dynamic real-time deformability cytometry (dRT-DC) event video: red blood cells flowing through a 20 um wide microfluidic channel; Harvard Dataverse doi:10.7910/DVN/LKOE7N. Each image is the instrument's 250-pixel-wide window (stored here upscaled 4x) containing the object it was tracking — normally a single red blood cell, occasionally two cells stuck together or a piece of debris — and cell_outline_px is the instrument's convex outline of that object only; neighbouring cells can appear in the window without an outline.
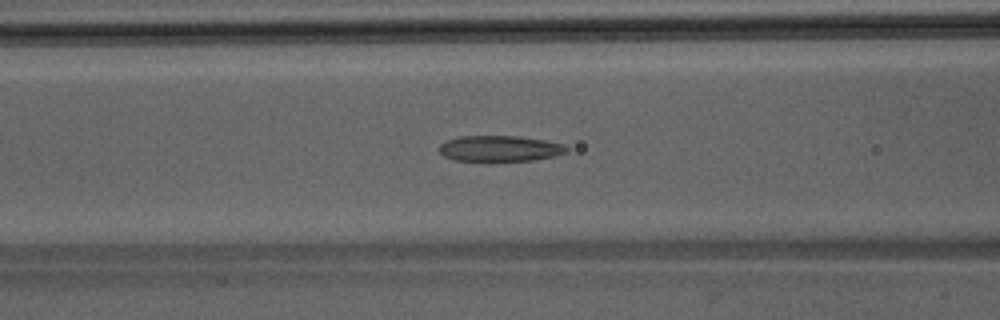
{"species": "Egyptian fruit bat (a non-hibernating species)", "species_latin": "Rousettus aegyptiacus", "temperature_condition": "room temperature", "stored_images_in_passage": 49, "camera_frame_rate_fps": 3000, "um_per_image_px": 0.085, "animal": {"sex": "male"}, "frame": {"image": 1, "passage_image": 20, "time_ms": 6.333, "image_size_px": [1000, 320], "cell_outline_px": [[568, 152], [552, 156], [532, 160], [456, 160], [444, 156], [440, 152], [440, 144], [444, 140], [460, 136], [516, 136], [544, 140], [564, 144], [568, 148]], "centroid_in_image_um": [42.47, 12.6], "position_along_channel_um": 124.1, "area_um2": 18.9}}
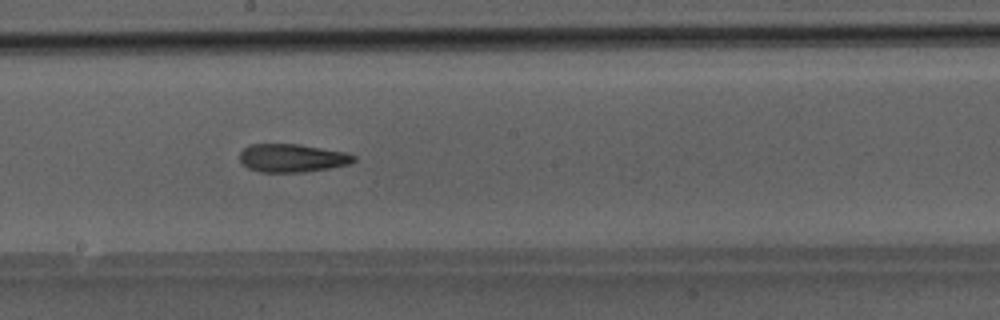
{"frame": {"image": 2, "passage_image": 27, "time_ms": 8.667, "image_size_px": [1000, 320], "cell_outline_px": [[356, 160], [348, 164], [328, 168], [300, 172], [260, 172], [248, 168], [240, 160], [240, 152], [248, 144], [300, 144], [344, 152], [356, 156]], "centroid_in_image_um": [24.81, 13.42], "position_along_channel_um": 223.4, "area_um2": 18.61}}
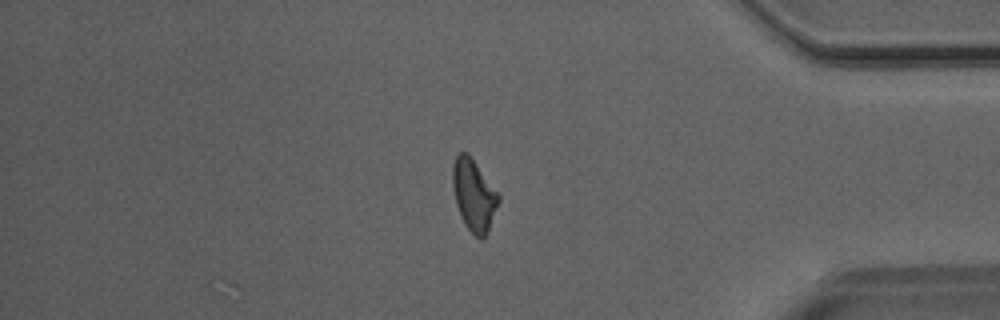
{"frame": {"image": 3, "passage_image": 41, "time_ms": 13.333, "image_size_px": [1000, 320], "cell_outline_px": [[500, 200], [488, 228], [484, 236], [480, 240], [464, 224], [456, 204], [452, 184], [452, 164], [456, 156], [460, 152], [468, 152], [500, 192]], "centroid_in_image_um": [40.28, 16.51], "position_along_channel_um": 394.9, "area_um2": 19.31}}